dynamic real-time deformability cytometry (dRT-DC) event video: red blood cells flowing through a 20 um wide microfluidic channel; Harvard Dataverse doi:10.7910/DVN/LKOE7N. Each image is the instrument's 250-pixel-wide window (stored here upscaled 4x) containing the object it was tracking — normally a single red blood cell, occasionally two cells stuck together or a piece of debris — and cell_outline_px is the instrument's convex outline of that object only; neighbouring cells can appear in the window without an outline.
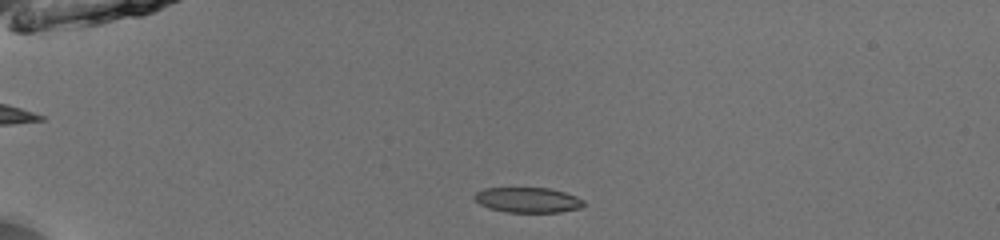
{"species": "common noctule bat (a hibernating species)", "species_latin": "Nyctalus noctula", "temperature_condition": "room temperature", "stored_images_in_passage": 48, "camera_frame_rate_fps": 3000, "um_per_image_px": 0.085, "animal": {"sex": "male", "body_mass_g": 13.0, "forearm_length_mm": 53.1}, "frame": {"image": 1, "passage_image": 10, "time_ms": 3.0, "image_size_px": [1000, 240], "cell_outline_px": [[584, 204], [580, 208], [560, 212], [508, 212], [488, 208], [480, 204], [472, 196], [476, 192], [484, 188], [548, 188], [564, 192], [576, 196], [584, 200]], "centroid_in_image_um": [44.85, 17.0], "position_along_channel_um": 40.1, "area_um2": 16.01}}
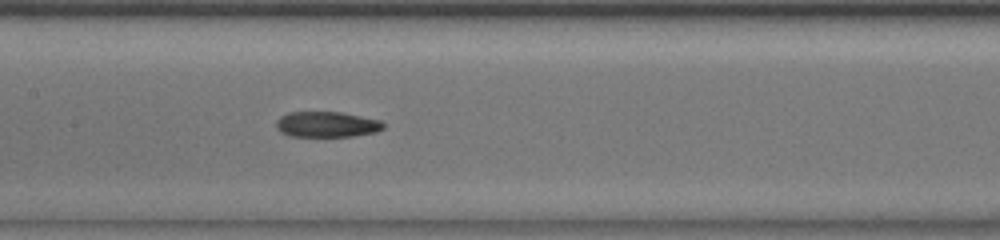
{"frame": {"image": 2, "passage_image": 24, "time_ms": 7.667, "image_size_px": [1000, 240], "cell_outline_px": [[384, 128], [376, 132], [352, 136], [292, 136], [280, 132], [276, 128], [276, 120], [280, 116], [288, 112], [340, 112], [380, 120], [384, 124]], "centroid_in_image_um": [27.75, 10.57], "position_along_channel_um": 179.7, "area_um2": 15.95}}
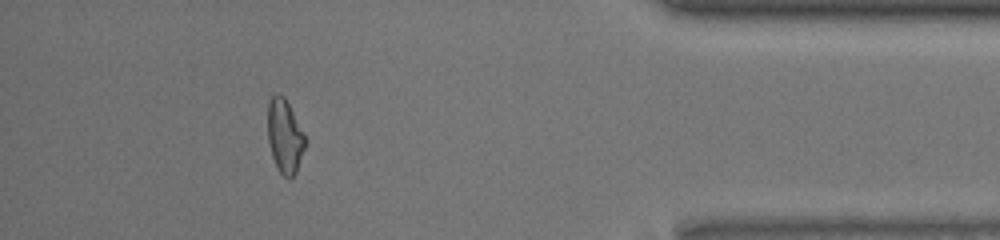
{"frame": {"image": 3, "passage_image": 44, "time_ms": 14.333, "image_size_px": [1000, 240], "cell_outline_px": [[308, 140], [296, 172], [288, 180], [276, 168], [272, 156], [268, 140], [268, 104], [272, 96], [276, 92], [280, 92], [284, 96]], "centroid_in_image_um": [24.22, 11.58], "position_along_channel_um": 411.0, "area_um2": 16.3}, "authors_computed_cell_mechanics": {"area_um2": 16.473, "velocity_mm_per_s": 3.9759, "shape_relaxation_time_tau1_ms": null, "shape_relaxation_time_tau2_ms": 4.704, "deformation_change_tau1": null, "deformation_change_tau2": 0.1054}}